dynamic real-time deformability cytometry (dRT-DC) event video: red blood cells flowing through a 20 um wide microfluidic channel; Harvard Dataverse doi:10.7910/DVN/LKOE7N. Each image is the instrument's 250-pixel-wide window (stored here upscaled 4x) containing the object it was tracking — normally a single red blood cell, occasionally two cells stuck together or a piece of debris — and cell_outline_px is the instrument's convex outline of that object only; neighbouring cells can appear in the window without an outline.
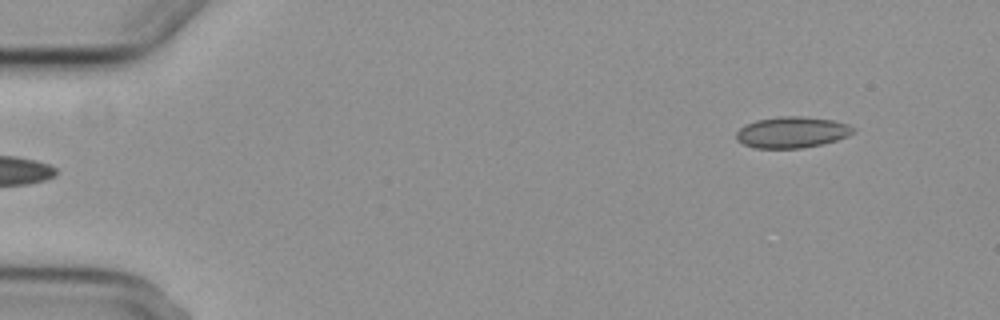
{"species": "common noctule bat (a hibernating species)", "species_latin": "Nyctalus noctula", "temperature_condition": "cold", "stored_images_in_passage": 5, "camera_frame_rate_fps": 3000, "um_per_image_px": 0.085, "animal": {"sex": "female", "body_mass_g": 29.2, "forearm_length_mm": 56.3}, "frame": {"image": 1, "passage_image": 5, "time_ms": 4.667, "image_size_px": [1000, 320], "cell_outline_px": [[856, 128], [848, 136], [824, 144], [800, 148], [756, 148], [744, 144], [736, 140], [736, 132], [744, 124], [756, 120], [780, 116], [800, 116], [832, 120], [848, 124]], "centroid_in_image_um": [67.3, 11.24], "position_along_channel_um": 17.7, "area_um2": 21.27}}